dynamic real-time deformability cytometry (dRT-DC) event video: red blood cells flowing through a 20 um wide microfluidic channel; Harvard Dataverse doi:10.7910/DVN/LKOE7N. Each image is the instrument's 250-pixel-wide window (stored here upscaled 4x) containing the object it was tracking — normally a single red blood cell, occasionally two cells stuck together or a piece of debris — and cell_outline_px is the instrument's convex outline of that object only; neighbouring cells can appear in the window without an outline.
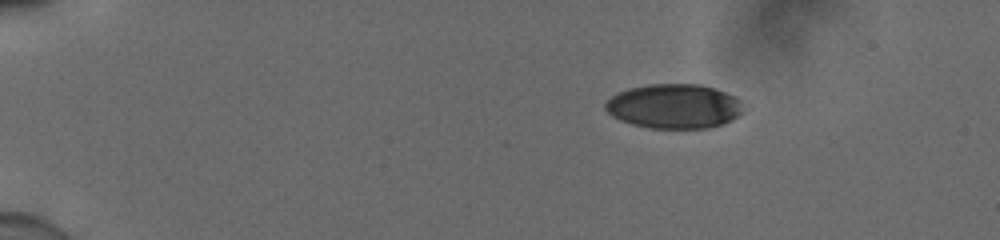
{"species": "human", "species_latin": "Homo sapiens", "temperature_condition": "cold", "stored_images_in_passage": 46, "camera_frame_rate_fps": 3000, "um_per_image_px": 0.085, "donor": {"sex": "male"}, "frame": {"image": 1, "passage_image": 1, "time_ms": 0.0, "image_size_px": [1000, 240], "cell_outline_px": [[740, 112], [736, 116], [724, 124], [708, 128], [648, 128], [632, 124], [620, 120], [612, 116], [604, 108], [604, 104], [612, 96], [628, 88], [648, 84], [700, 84], [716, 88], [740, 100]], "centroid_in_image_um": [57.25, 9.03], "position_along_channel_um": 27.7, "area_um2": 35.55}}
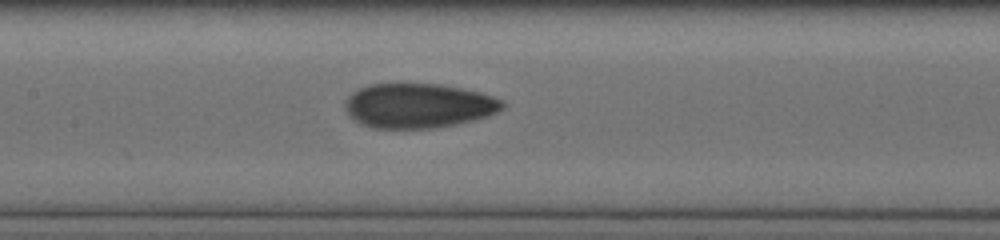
{"frame": {"image": 2, "passage_image": 20, "time_ms": 6.333, "image_size_px": [1000, 240], "cell_outline_px": [[504, 108], [488, 116], [456, 124], [432, 128], [372, 128], [360, 124], [348, 116], [344, 104], [348, 96], [352, 92], [360, 88], [372, 84], [436, 84], [460, 88], [492, 96], [504, 100]], "centroid_in_image_um": [35.53, 8.99], "position_along_channel_um": 171.9, "area_um2": 40.75}}
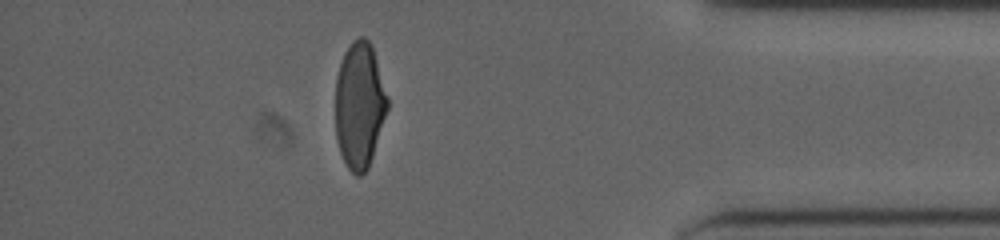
{"frame": {"image": 3, "passage_image": 40, "time_ms": 13.0, "image_size_px": [1000, 240], "cell_outline_px": [[388, 108], [368, 168], [360, 176], [356, 176], [348, 168], [340, 152], [336, 140], [336, 76], [344, 52], [352, 40], [360, 36], [364, 36], [368, 40], [372, 48], [388, 100]], "centroid_in_image_um": [30.53, 8.94], "position_along_channel_um": 404.7, "area_um2": 37.86}, "authors_computed_cell_mechanics": {"area_um2": 39.3618, "velocity_mm_per_s": 3.9336, "shape_relaxation_time_tau1_ms": 5.5212, "shape_relaxation_time_tau2_ms": 1.3162, "deformation_change_tau1": 0.1703, "deformation_change_tau2": 0.0674}}